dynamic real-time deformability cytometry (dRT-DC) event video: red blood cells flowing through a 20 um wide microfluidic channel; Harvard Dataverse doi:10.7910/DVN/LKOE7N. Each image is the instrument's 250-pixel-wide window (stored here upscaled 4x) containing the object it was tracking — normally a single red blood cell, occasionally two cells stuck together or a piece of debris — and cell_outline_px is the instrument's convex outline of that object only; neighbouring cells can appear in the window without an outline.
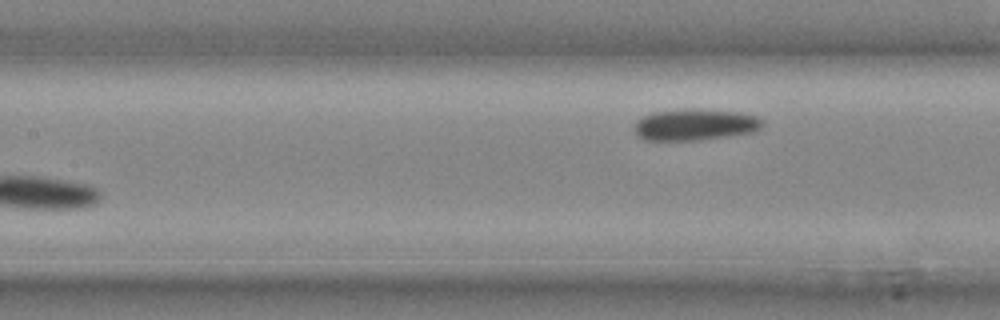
{"species": "common noctule bat (a hibernating species)", "species_latin": "Nyctalus noctula", "temperature_condition": "cold", "stored_images_in_passage": 10, "segment_of_instrument_passage": [2, 2], "camera_frame_rate_fps": 3000, "um_per_image_px": 0.085, "animal": {"sex": "male", "body_mass_g": 20.4}, "frame": {"image": 1, "passage_image": 10, "time_ms": 3.0, "image_size_px": [1000, 320], "cell_outline_px": [[764, 124], [760, 128], [752, 132], [696, 140], [644, 140], [636, 136], [636, 124], [644, 116], [656, 112], [736, 112], [756, 116]], "centroid_in_image_um": [59.07, 10.66], "position_along_channel_um": 148.3, "area_um2": 21.79}}